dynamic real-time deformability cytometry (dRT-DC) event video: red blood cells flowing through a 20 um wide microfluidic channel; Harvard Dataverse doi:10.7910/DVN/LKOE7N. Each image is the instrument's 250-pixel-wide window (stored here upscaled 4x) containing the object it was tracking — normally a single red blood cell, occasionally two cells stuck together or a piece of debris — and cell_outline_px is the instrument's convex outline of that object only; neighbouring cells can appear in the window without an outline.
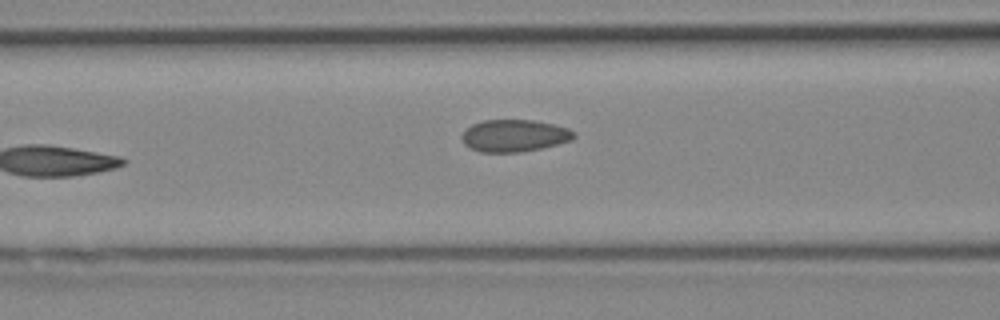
{"species": "Egyptian fruit bat (a non-hibernating species)", "species_latin": "Rousettus aegyptiacus", "temperature_condition": "cold", "stored_images_in_passage": 7, "camera_frame_rate_fps": 3000, "um_per_image_px": 0.085, "animal": {"sex": "female"}, "frame": {"image": 1, "passage_image": 7, "time_ms": 2.0, "image_size_px": [1000, 320], "cell_outline_px": [[576, 136], [572, 140], [540, 148], [520, 152], [480, 152], [464, 144], [460, 136], [472, 124], [484, 120], [532, 120], [552, 124], [568, 128], [576, 132]], "centroid_in_image_um": [43.72, 11.53], "position_along_channel_um": 122.9, "area_um2": 20.87}}